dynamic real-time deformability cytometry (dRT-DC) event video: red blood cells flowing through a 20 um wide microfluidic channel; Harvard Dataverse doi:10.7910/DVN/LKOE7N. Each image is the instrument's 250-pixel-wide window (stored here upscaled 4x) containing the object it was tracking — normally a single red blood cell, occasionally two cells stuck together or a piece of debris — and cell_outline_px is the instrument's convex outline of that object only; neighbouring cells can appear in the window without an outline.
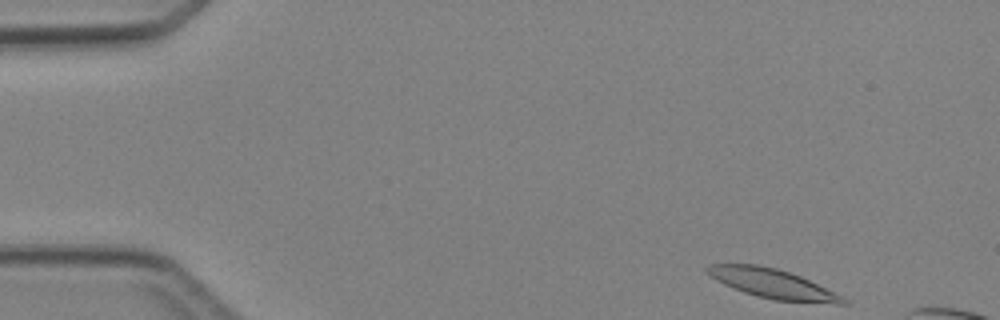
{"species": "Egyptian fruit bat (a non-hibernating species)", "species_latin": "Rousettus aegyptiacus", "temperature_condition": "cold", "stored_images_in_passage": 4, "camera_frame_rate_fps": 3000, "um_per_image_px": 0.085, "animal": {"sex": "female"}, "frame": {"image": 1, "passage_image": 1, "time_ms": 0.0, "image_size_px": [1000, 320], "cell_outline_px": [[852, 304], [836, 304], [772, 300], [756, 296], [744, 292], [724, 284], [716, 280], [704, 268], [708, 264], [756, 264], [776, 268], [800, 276], [844, 296]], "centroid_in_image_um": [65.73, 24.13], "position_along_channel_um": 19.3, "area_um2": 23.29}}